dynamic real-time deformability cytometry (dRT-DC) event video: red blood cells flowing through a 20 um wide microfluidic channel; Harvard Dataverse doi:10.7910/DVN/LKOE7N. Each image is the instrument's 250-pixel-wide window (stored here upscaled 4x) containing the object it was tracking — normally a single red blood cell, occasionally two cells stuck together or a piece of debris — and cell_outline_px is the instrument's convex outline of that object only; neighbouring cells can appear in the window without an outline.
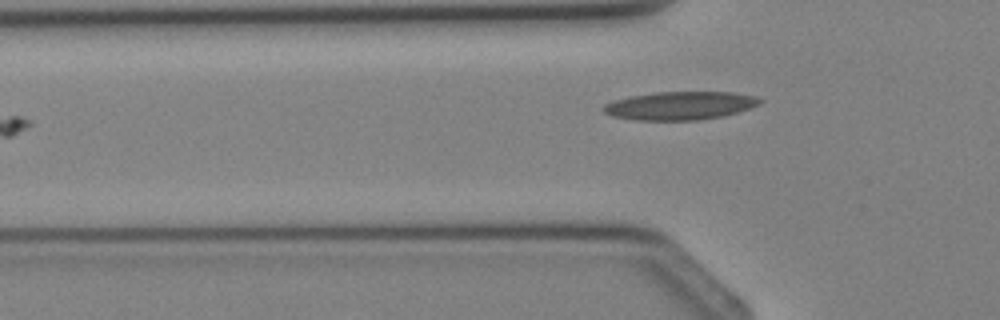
{"species": "Egyptian fruit bat (a non-hibernating species)", "species_latin": "Rousettus aegyptiacus", "temperature_condition": "cold", "stored_images_in_passage": 3, "camera_frame_rate_fps": 3000, "um_per_image_px": 0.085, "animal": {"sex": "female"}, "frame": {"image": 1, "passage_image": 3, "time_ms": 3.333, "image_size_px": [1000, 320], "cell_outline_px": [[764, 100], [760, 104], [724, 116], [700, 120], [636, 120], [612, 116], [604, 112], [604, 104], [612, 100], [632, 96], [656, 92], [732, 92], [760, 96]], "centroid_in_image_um": [57.84, 8.97], "position_along_channel_um": 68.0, "area_um2": 25.84}}